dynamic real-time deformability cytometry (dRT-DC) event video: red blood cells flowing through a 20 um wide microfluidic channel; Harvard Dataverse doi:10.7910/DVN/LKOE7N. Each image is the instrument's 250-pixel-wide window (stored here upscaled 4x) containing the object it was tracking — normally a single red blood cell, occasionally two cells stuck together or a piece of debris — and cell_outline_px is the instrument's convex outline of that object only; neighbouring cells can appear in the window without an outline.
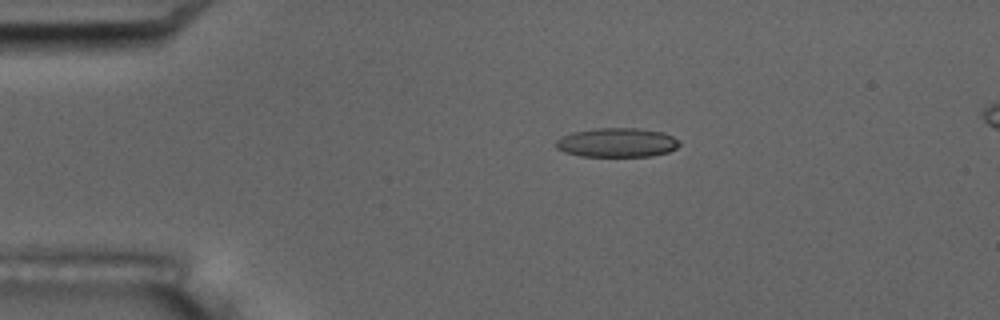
{"species": "common noctule bat (a hibernating species)", "species_latin": "Nyctalus noctula", "temperature_condition": "room temperature", "stored_images_in_passage": 8, "camera_frame_rate_fps": 3000, "um_per_image_px": 0.085, "animal": {"sex": "male", "body_mass_g": 17.5, "forearm_length_mm": 52.3}, "frame": {"image": 1, "passage_image": 4, "time_ms": 3.667, "image_size_px": [1000, 320], "cell_outline_px": [[680, 144], [676, 148], [668, 152], [652, 156], [580, 156], [564, 152], [556, 148], [556, 140], [560, 136], [572, 132], [596, 128], [636, 128], [664, 132], [680, 140]], "centroid_in_image_um": [52.44, 12.11], "position_along_channel_um": 32.6, "area_um2": 21.15}}